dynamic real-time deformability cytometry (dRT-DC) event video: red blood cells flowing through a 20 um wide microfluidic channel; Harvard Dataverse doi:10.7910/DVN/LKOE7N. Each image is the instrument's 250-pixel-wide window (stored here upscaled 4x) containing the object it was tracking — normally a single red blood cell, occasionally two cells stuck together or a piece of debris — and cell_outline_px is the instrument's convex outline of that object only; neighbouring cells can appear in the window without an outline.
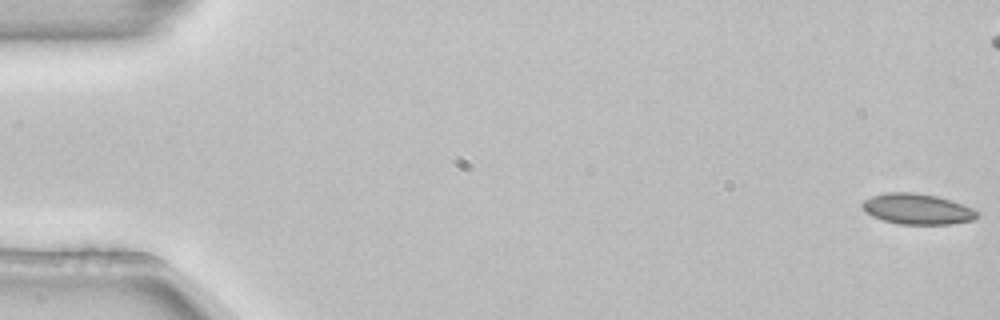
{"species": "common noctule bat (a hibernating species)", "species_latin": "Nyctalus noctula", "temperature_condition": "room temperature", "stored_images_in_passage": 55, "camera_frame_rate_fps": 3000, "um_per_image_px": 0.085, "animal": {"sex": "female", "body_mass_g": 22.7, "forearm_length_mm": 54.2}, "frame": {"image": 1, "passage_image": 1, "time_ms": 0.0, "image_size_px": [1000, 320], "cell_outline_px": [[980, 212], [972, 220], [952, 224], [900, 224], [884, 220], [872, 216], [864, 212], [860, 204], [864, 200], [872, 196], [888, 192], [912, 192], [936, 196], [972, 208]], "centroid_in_image_um": [77.92, 17.77], "position_along_channel_um": 7.1, "area_um2": 20.35}}
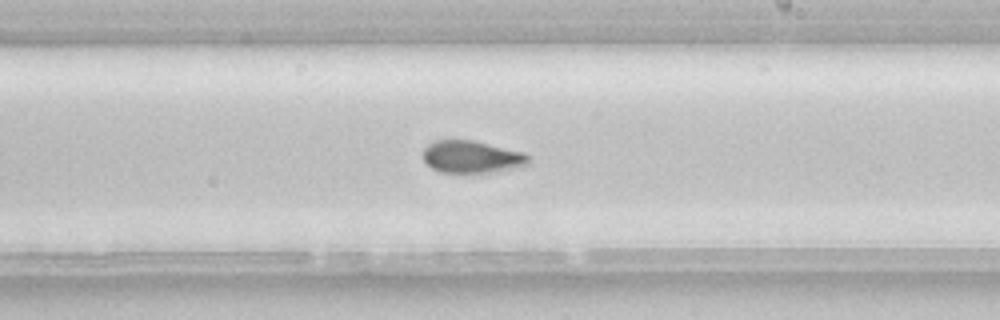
{"frame": {"image": 2, "passage_image": 32, "time_ms": 10.333, "image_size_px": [1000, 320], "cell_outline_px": [[532, 160], [528, 164], [488, 172], [440, 172], [432, 168], [420, 156], [420, 152], [428, 144], [436, 140], [472, 140], [524, 152], [532, 156]], "centroid_in_image_um": [40.06, 13.31], "position_along_channel_um": 248.9, "area_um2": 19.83}}
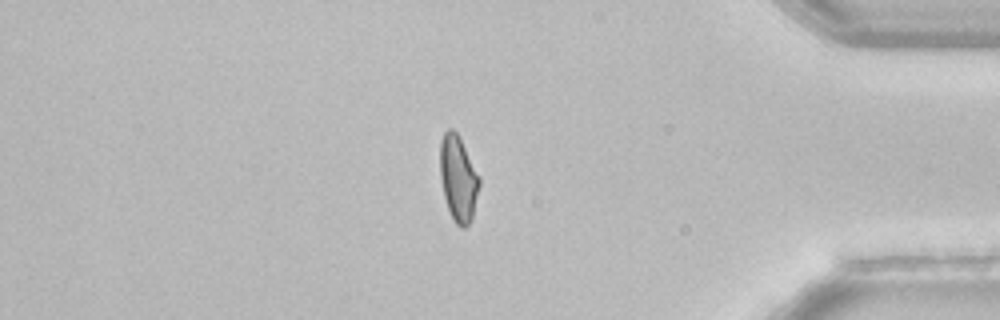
{"frame": {"image": 3, "passage_image": 46, "time_ms": 15.0, "image_size_px": [1000, 320], "cell_outline_px": [[480, 184], [472, 220], [464, 228], [460, 228], [456, 224], [448, 208], [444, 196], [440, 176], [440, 140], [444, 132], [448, 128], [452, 128], [460, 136], [480, 176]], "centroid_in_image_um": [38.96, 15.14], "position_along_channel_um": 396.2, "area_um2": 19.88}, "authors_computed_cell_mechanics": {"area_um2": 20.1722, "velocity_mm_per_s": 3.8588, "shape_relaxation_time_tau1_ms": 7.2493, "shape_relaxation_time_tau2_ms": 8.3922, "deformation_change_tau1": 0.1483, "deformation_change_tau2": 0.0771}}